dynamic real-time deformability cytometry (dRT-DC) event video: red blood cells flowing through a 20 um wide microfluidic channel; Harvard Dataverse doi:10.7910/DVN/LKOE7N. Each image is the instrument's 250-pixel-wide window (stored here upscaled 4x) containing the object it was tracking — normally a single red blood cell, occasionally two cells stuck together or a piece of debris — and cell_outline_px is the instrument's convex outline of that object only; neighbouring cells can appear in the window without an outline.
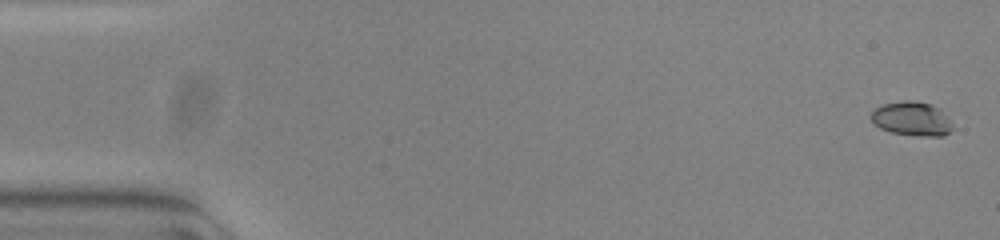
{"species": "common noctule bat (a hibernating species)", "species_latin": "Nyctalus noctula", "temperature_condition": "warm", "stored_images_in_passage": 54, "camera_frame_rate_fps": 3000, "um_per_image_px": 0.085, "animal": {"sex": "female", "body_mass_g": 23.0, "forearm_length_mm": 53.4}, "frame": {"image": 1, "passage_image": 1, "time_ms": 0.0, "image_size_px": [1000, 240], "cell_outline_px": [[952, 128], [944, 136], [920, 136], [892, 132], [880, 128], [872, 120], [872, 112], [880, 104], [904, 100], [912, 100], [932, 104], [952, 120]], "centroid_in_image_um": [77.52, 10.08], "position_along_channel_um": 7.5, "area_um2": 16.13}}
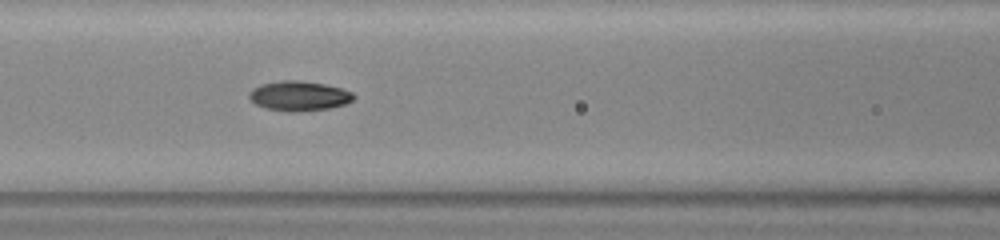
{"frame": {"image": 2, "passage_image": 23, "time_ms": 7.333, "image_size_px": [1000, 240], "cell_outline_px": [[356, 96], [352, 100], [344, 104], [328, 108], [268, 108], [256, 104], [248, 96], [248, 92], [252, 88], [260, 84], [280, 80], [300, 80], [324, 84], [340, 88], [352, 92]], "centroid_in_image_um": [25.4, 8.07], "position_along_channel_um": 141.2, "area_um2": 17.11}}
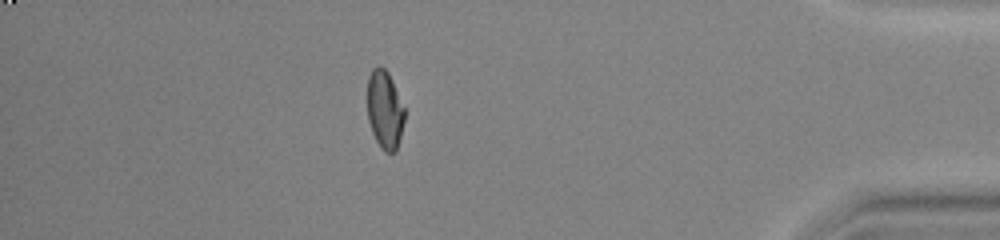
{"frame": {"image": 3, "passage_image": 47, "time_ms": 15.333, "image_size_px": [1000, 240], "cell_outline_px": [[404, 120], [396, 152], [384, 152], [380, 148], [372, 132], [368, 120], [368, 76], [372, 68], [380, 64], [388, 72], [392, 80], [404, 108]], "centroid_in_image_um": [32.69, 9.32], "position_along_channel_um": 402.5, "area_um2": 16.94}, "authors_computed_cell_mechanics": {"area_um2": 17.3978, "velocity_mm_per_s": 3.8332, "shape_relaxation_time_tau1_ms": 5.8404, "shape_relaxation_time_tau2_ms": 2.5991, "deformation_change_tau1": 0.198, "deformation_change_tau2": 0.0625}}